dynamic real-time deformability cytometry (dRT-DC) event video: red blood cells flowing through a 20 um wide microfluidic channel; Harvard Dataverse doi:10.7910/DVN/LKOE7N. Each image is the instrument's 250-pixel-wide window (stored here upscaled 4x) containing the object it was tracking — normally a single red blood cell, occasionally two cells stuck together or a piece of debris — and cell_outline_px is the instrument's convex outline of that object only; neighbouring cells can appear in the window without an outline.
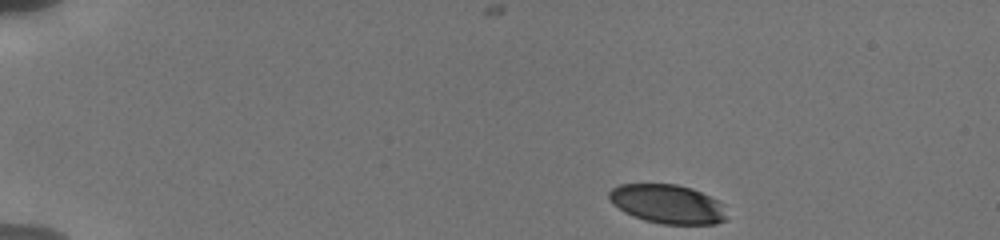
{"species": "human", "species_latin": "Homo sapiens", "temperature_condition": "cold", "stored_images_in_passage": 45, "camera_frame_rate_fps": 3000, "um_per_image_px": 0.085, "donor": {"sex": "male"}, "frame": {"image": 1, "passage_image": 1, "time_ms": 0.0, "image_size_px": [1000, 240], "cell_outline_px": [[724, 220], [716, 224], [664, 224], [644, 220], [632, 216], [624, 212], [612, 204], [608, 196], [608, 192], [612, 188], [620, 184], [676, 184], [692, 188], [720, 200], [724, 216]], "centroid_in_image_um": [56.69, 17.33], "position_along_channel_um": 28.3, "area_um2": 26.7}}
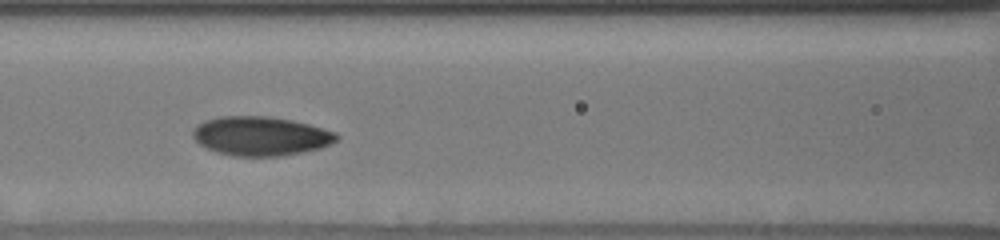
{"frame": {"image": 2, "passage_image": 14, "time_ms": 5.667, "image_size_px": [1000, 240], "cell_outline_px": [[340, 136], [336, 140], [320, 148], [280, 156], [232, 156], [216, 152], [204, 148], [192, 136], [192, 132], [204, 120], [220, 116], [268, 116], [292, 120], [308, 124], [336, 132]], "centroid_in_image_um": [22.13, 11.56], "position_along_channel_um": 144.5, "area_um2": 32.66}}
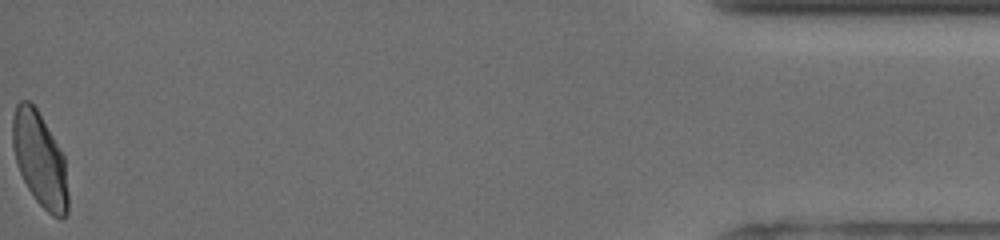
{"frame": {"image": 3, "passage_image": 44, "time_ms": 15.333, "image_size_px": [1000, 240], "cell_outline_px": [[68, 212], [64, 220], [60, 220], [52, 216], [36, 200], [28, 188], [16, 164], [12, 144], [12, 116], [16, 104], [20, 100], [28, 100], [36, 108], [64, 156], [68, 192]], "centroid_in_image_um": [3.38, 13.58], "position_along_channel_um": 431.8, "area_um2": 30.52}, "authors_computed_cell_mechanics": {"area_um2": 30.923, "velocity_mm_per_s": 3.8131, "shape_relaxation_time_tau1_ms": 4.6691, "shape_relaxation_time_tau2_ms": null, "deformation_change_tau1": 0.1268, "deformation_change_tau2": null}}